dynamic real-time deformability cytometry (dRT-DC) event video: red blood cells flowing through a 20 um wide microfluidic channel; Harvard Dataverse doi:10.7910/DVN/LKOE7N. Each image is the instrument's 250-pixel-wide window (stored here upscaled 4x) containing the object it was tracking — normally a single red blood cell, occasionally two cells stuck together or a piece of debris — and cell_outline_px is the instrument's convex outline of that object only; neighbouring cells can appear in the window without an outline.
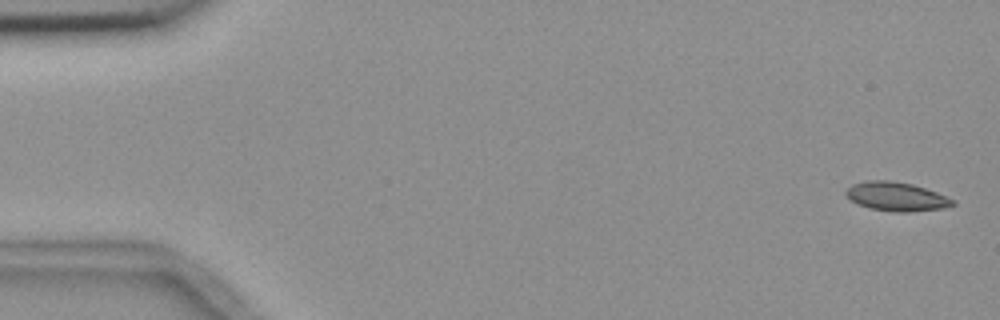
{"species": "common noctule bat (a hibernating species)", "species_latin": "Nyctalus noctula", "temperature_condition": "room temperature", "stored_images_in_passage": 6, "camera_frame_rate_fps": 3000, "um_per_image_px": 0.085, "animal": {"sex": "female", "body_mass_g": 18.4}, "frame": {"image": 1, "passage_image": 1, "time_ms": 0.0, "image_size_px": [1000, 320], "cell_outline_px": [[956, 204], [944, 208], [908, 212], [892, 212], [868, 208], [856, 204], [844, 192], [852, 184], [868, 180], [888, 180], [912, 184], [936, 192], [956, 200]], "centroid_in_image_um": [76.2, 16.71], "position_along_channel_um": 8.8, "area_um2": 18.03}}